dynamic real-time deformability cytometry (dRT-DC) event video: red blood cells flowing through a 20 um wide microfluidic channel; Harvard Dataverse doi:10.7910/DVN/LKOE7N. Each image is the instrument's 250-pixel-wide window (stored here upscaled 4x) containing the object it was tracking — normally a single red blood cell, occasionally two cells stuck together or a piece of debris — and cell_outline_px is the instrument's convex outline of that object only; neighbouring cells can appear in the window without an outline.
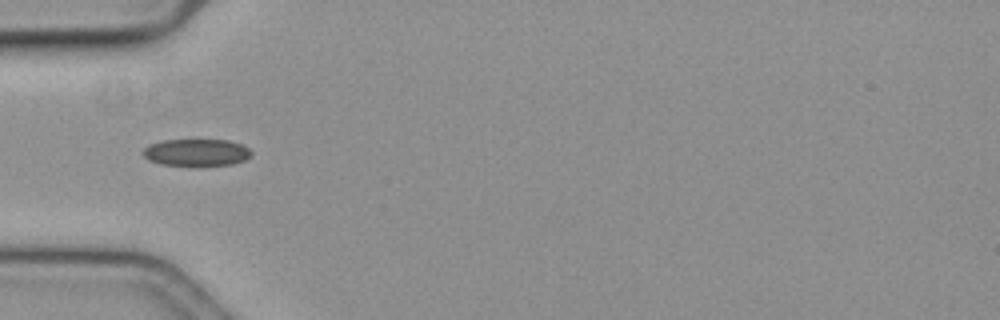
{"species": "common noctule bat (a hibernating species)", "species_latin": "Nyctalus noctula", "temperature_condition": "cold", "stored_images_in_passage": 40, "camera_frame_rate_fps": 3000, "um_per_image_px": 0.085, "animal": {"sex": "female", "body_mass_g": 19.3, "forearm_length_mm": 54.1}, "frame": {"image": 1, "passage_image": 1, "time_ms": 0.0, "image_size_px": [1000, 320], "cell_outline_px": [[252, 156], [244, 160], [232, 164], [200, 168], [196, 168], [160, 164], [148, 160], [140, 152], [148, 144], [164, 140], [228, 140], [240, 144], [248, 148], [252, 152]], "centroid_in_image_um": [16.67, 13.0], "position_along_channel_um": 68.3, "area_um2": 17.86}}
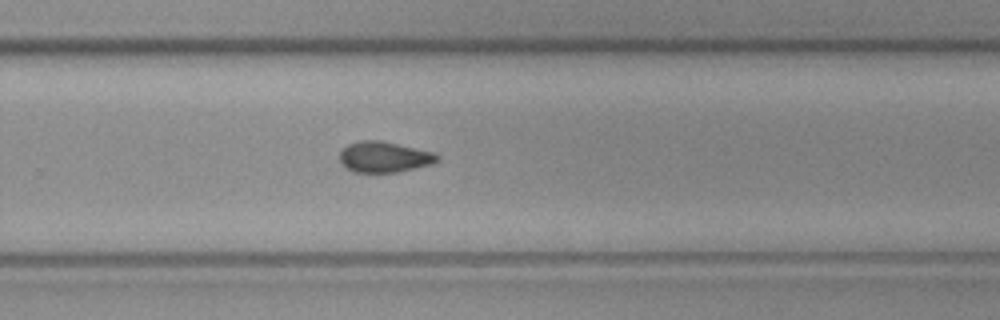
{"frame": {"image": 2, "passage_image": 20, "time_ms": 6.333, "image_size_px": [1000, 320], "cell_outline_px": [[440, 160], [432, 164], [400, 172], [352, 172], [340, 164], [340, 152], [348, 144], [360, 140], [380, 140], [436, 152], [440, 156]], "centroid_in_image_um": [32.68, 13.34], "position_along_channel_um": 297.1, "area_um2": 17.8}}
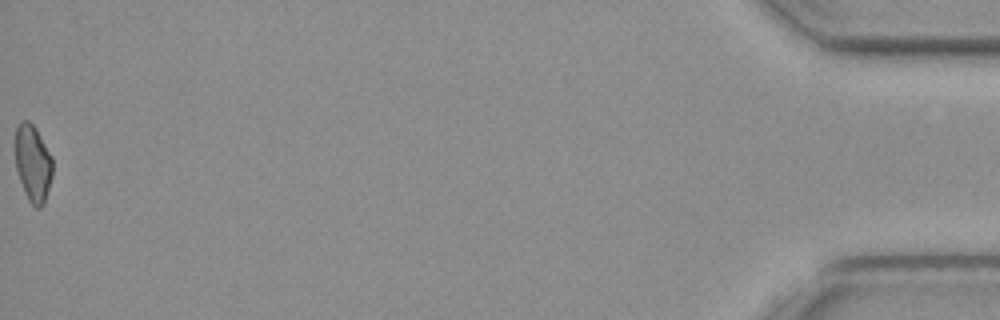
{"frame": {"image": 3, "passage_image": 40, "time_ms": 13.0, "image_size_px": [1000, 320], "cell_outline_px": [[52, 176], [44, 204], [40, 208], [36, 208], [28, 200], [24, 192], [16, 168], [16, 128], [20, 120], [28, 120], [36, 128], [52, 156]], "centroid_in_image_um": [2.81, 13.88], "position_along_channel_um": 432.4, "area_um2": 16.7}}